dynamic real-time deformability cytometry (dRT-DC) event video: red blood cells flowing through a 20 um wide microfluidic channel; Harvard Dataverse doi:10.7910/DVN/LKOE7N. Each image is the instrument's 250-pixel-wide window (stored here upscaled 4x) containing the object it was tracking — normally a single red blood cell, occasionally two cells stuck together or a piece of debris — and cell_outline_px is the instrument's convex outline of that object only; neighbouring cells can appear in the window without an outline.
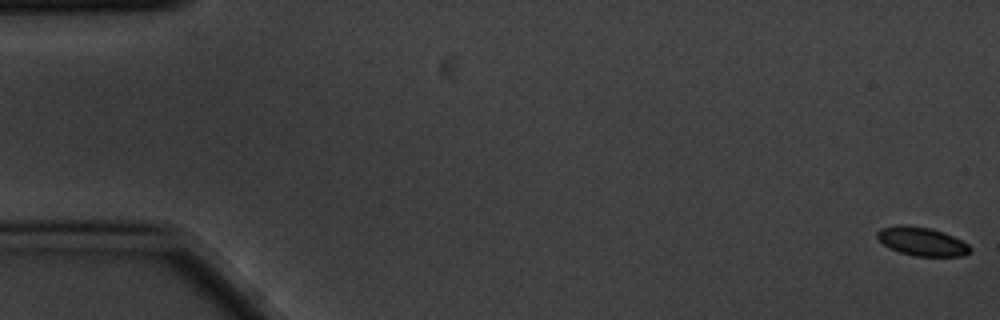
{"species": "common noctule bat (a hibernating species)", "species_latin": "Nyctalus noctula", "temperature_condition": "cold", "stored_images_in_passage": 4, "camera_frame_rate_fps": 3000, "um_per_image_px": 0.085, "animal": {"sex": "male", "body_mass_g": 20.1, "forearm_length_mm": 53.5}, "frame": {"image": 1, "passage_image": 1, "time_ms": 0.0, "image_size_px": [1000, 320], "cell_outline_px": [[972, 252], [964, 256], [916, 256], [900, 252], [888, 248], [876, 236], [876, 232], [880, 228], [896, 224], [908, 224], [932, 228], [944, 232], [968, 244], [972, 248]], "centroid_in_image_um": [78.35, 20.5], "position_along_channel_um": 6.6, "area_um2": 15.78}}
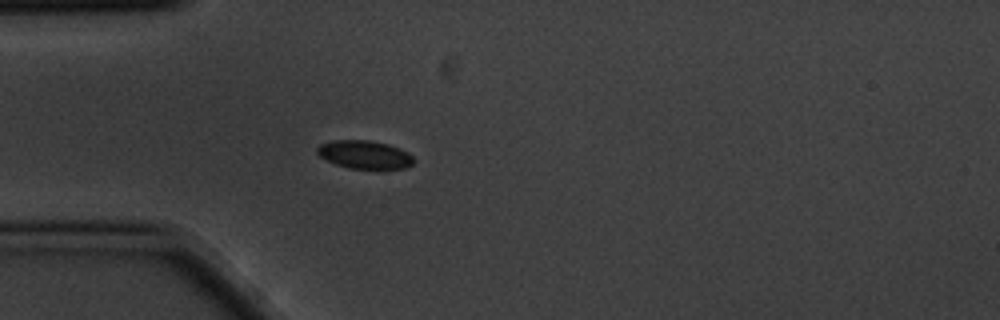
{"frame": {"image": 2, "passage_image": 4, "time_ms": 1.0, "image_size_px": [1000, 320], "cell_outline_px": [[412, 164], [404, 168], [380, 172], [348, 168], [336, 164], [320, 156], [316, 152], [316, 148], [320, 144], [332, 140], [368, 140], [388, 144], [412, 156]], "centroid_in_image_um": [30.97, 13.19], "position_along_channel_um": 54.0, "area_um2": 16.24}}